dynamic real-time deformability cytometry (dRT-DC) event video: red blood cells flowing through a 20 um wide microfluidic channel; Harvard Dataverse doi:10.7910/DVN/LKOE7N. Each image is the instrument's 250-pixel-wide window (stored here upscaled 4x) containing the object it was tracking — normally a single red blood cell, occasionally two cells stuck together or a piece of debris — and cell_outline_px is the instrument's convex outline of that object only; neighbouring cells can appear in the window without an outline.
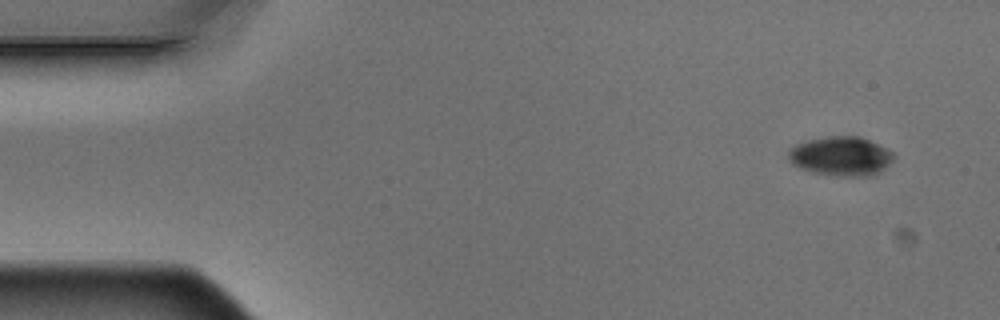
{"species": "Egyptian fruit bat (a non-hibernating species)", "species_latin": "Rousettus aegyptiacus", "temperature_condition": "warm", "stored_images_in_passage": 9, "camera_frame_rate_fps": 3000, "um_per_image_px": 0.085, "animal": {"sex": "male"}, "frame": {"image": 1, "passage_image": 1, "time_ms": 0.0, "image_size_px": [1000, 320], "cell_outline_px": [[892, 160], [880, 172], [872, 176], [836, 176], [812, 172], [800, 168], [792, 164], [788, 160], [788, 152], [796, 144], [808, 140], [828, 136], [860, 136], [892, 152]], "centroid_in_image_um": [71.44, 13.29], "position_along_channel_um": 13.6, "area_um2": 23.87}}
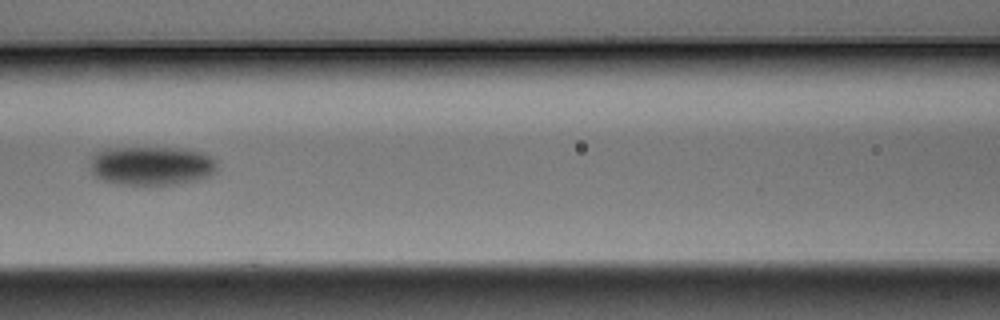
{"frame": {"image": 2, "passage_image": 6, "time_ms": 1.667, "image_size_px": [1000, 320], "cell_outline_px": [[216, 172], [208, 176], [196, 180], [176, 184], [120, 184], [104, 180], [96, 176], [92, 172], [92, 156], [96, 152], [104, 148], [184, 148], [200, 152], [212, 156], [216, 160]], "centroid_in_image_um": [12.91, 14.07], "position_along_channel_um": 153.7, "area_um2": 28.67}}
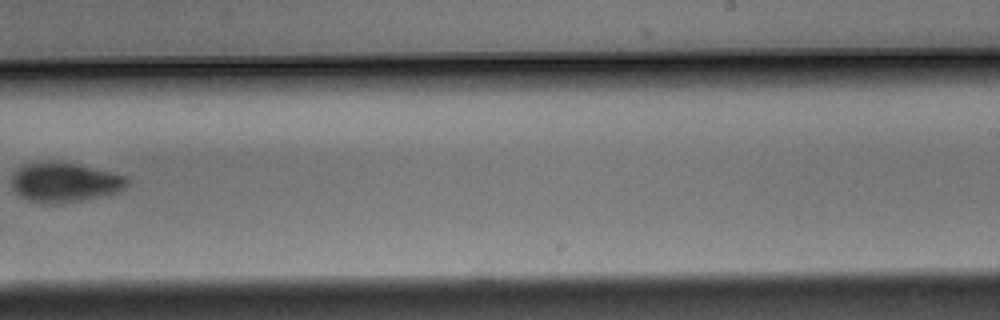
{"frame": {"image": 3, "passage_image": 9, "time_ms": 2.667, "image_size_px": [1000, 320], "cell_outline_px": [[128, 184], [120, 192], [108, 196], [64, 204], [56, 204], [28, 200], [20, 196], [12, 188], [12, 172], [16, 168], [24, 164], [76, 164], [124, 176], [128, 180]], "centroid_in_image_um": [5.5, 15.56], "position_along_channel_um": 283.5, "area_um2": 26.24}}